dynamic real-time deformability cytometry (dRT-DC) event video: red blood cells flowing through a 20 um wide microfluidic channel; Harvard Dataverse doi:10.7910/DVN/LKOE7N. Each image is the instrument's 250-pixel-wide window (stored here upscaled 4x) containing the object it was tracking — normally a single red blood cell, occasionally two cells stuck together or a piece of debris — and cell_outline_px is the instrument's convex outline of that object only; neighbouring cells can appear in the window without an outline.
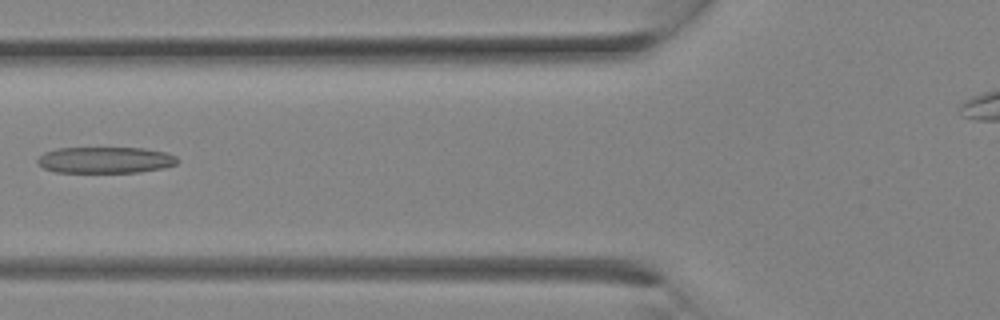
{"species": "Egyptian fruit bat (a non-hibernating species)", "species_latin": "Rousettus aegyptiacus", "temperature_condition": "room temperature", "stored_images_in_passage": 7, "camera_frame_rate_fps": 3000, "um_per_image_px": 0.085, "animal": {"sex": "female"}, "frame": {"image": 1, "passage_image": 6, "time_ms": 1.667, "image_size_px": [1000, 320], "cell_outline_px": [[180, 160], [176, 164], [164, 168], [140, 172], [56, 172], [44, 168], [36, 160], [44, 152], [56, 148], [144, 148], [168, 152], [176, 156]], "centroid_in_image_um": [9.0, 13.59], "position_along_channel_um": 116.8, "area_um2": 21.56}}